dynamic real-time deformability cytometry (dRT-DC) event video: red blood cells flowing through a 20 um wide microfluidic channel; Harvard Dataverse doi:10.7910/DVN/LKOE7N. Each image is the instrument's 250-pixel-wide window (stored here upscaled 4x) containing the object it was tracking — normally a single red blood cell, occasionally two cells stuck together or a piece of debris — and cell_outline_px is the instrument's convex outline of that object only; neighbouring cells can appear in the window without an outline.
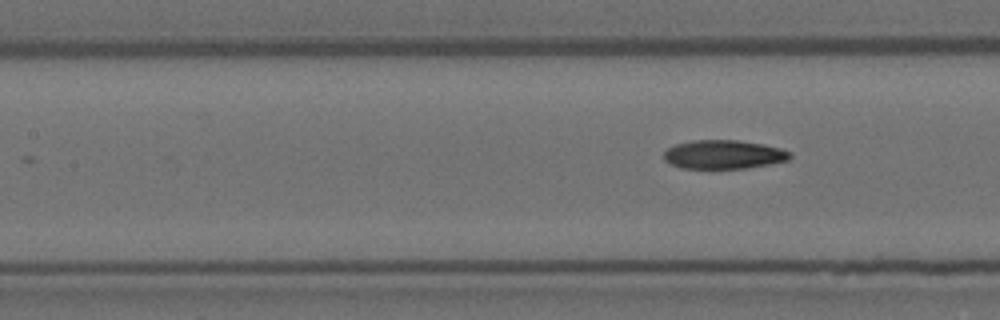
{"species": "Egyptian fruit bat (a non-hibernating species)", "species_latin": "Rousettus aegyptiacus", "temperature_condition": "room temperature", "stored_images_in_passage": 6, "camera_frame_rate_fps": 3000, "um_per_image_px": 0.085, "animal": {"sex": "female"}, "frame": {"image": 1, "passage_image": 6, "time_ms": 1.667, "image_size_px": [1000, 320], "cell_outline_px": [[792, 156], [788, 160], [748, 168], [680, 168], [664, 160], [664, 152], [668, 148], [676, 144], [692, 140], [740, 140], [764, 144], [780, 148], [792, 152]], "centroid_in_image_um": [61.53, 13.12], "position_along_channel_um": 145.9, "area_um2": 21.21}}